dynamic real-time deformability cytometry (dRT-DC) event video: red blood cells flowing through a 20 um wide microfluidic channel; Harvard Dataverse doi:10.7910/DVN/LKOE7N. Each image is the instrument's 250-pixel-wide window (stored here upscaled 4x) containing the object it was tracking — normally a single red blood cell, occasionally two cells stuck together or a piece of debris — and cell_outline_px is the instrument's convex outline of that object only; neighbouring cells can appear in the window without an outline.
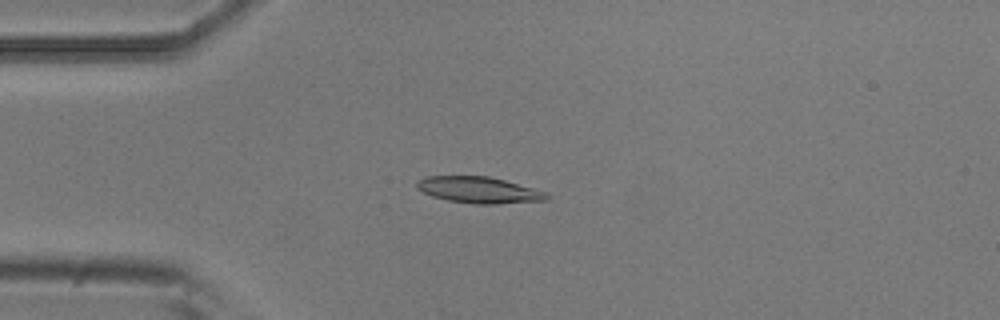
{"species": "common noctule bat (a hibernating species)", "species_latin": "Nyctalus noctula", "temperature_condition": "room temperature", "stored_images_in_passage": 3, "camera_frame_rate_fps": 3000, "um_per_image_px": 0.085, "animal": {"sex": "male", "body_mass_g": 20.5, "forearm_length_mm": 52.5}, "frame": {"image": 1, "passage_image": 2, "time_ms": 0.333, "image_size_px": [1000, 320], "cell_outline_px": [[552, 196], [548, 200], [496, 204], [472, 204], [448, 200], [432, 196], [416, 188], [416, 180], [428, 176], [488, 176], [504, 180], [548, 192]], "centroid_in_image_um": [40.74, 16.15], "position_along_channel_um": 44.3, "area_um2": 20.06}}
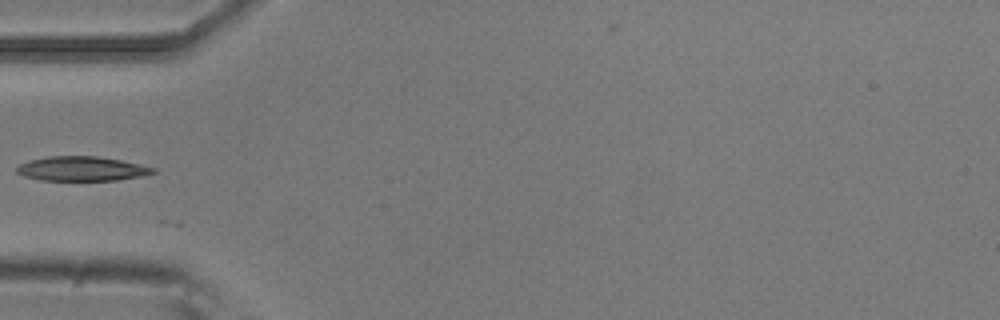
{"frame": {"image": 2, "passage_image": 3, "time_ms": 0.667, "image_size_px": [1000, 320], "cell_outline_px": [[156, 172], [144, 176], [116, 180], [40, 180], [24, 176], [16, 172], [16, 168], [20, 164], [28, 160], [48, 156], [96, 156], [120, 160], [156, 168]], "centroid_in_image_um": [6.94, 14.34], "position_along_channel_um": 78.1, "area_um2": 19.42}}